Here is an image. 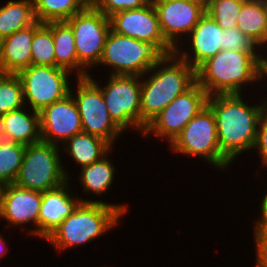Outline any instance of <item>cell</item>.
Segmentation results:
<instances>
[{
    "instance_id": "6da1fadb",
    "label": "cell",
    "mask_w": 267,
    "mask_h": 267,
    "mask_svg": "<svg viewBox=\"0 0 267 267\" xmlns=\"http://www.w3.org/2000/svg\"><path fill=\"white\" fill-rule=\"evenodd\" d=\"M242 96L218 94L207 100L215 117L220 152L231 164L243 152L254 149L258 125L265 113L262 103L248 105Z\"/></svg>"
},
{
    "instance_id": "7a4b0ae2",
    "label": "cell",
    "mask_w": 267,
    "mask_h": 267,
    "mask_svg": "<svg viewBox=\"0 0 267 267\" xmlns=\"http://www.w3.org/2000/svg\"><path fill=\"white\" fill-rule=\"evenodd\" d=\"M195 83L196 70L176 53L165 55L141 76V134L159 112Z\"/></svg>"
},
{
    "instance_id": "3957f363",
    "label": "cell",
    "mask_w": 267,
    "mask_h": 267,
    "mask_svg": "<svg viewBox=\"0 0 267 267\" xmlns=\"http://www.w3.org/2000/svg\"><path fill=\"white\" fill-rule=\"evenodd\" d=\"M127 211V204L80 202L45 240L58 252L89 244L117 227Z\"/></svg>"
},
{
    "instance_id": "277c9868",
    "label": "cell",
    "mask_w": 267,
    "mask_h": 267,
    "mask_svg": "<svg viewBox=\"0 0 267 267\" xmlns=\"http://www.w3.org/2000/svg\"><path fill=\"white\" fill-rule=\"evenodd\" d=\"M263 59L243 51L220 50L196 69V82L208 96L242 94L243 86L260 80Z\"/></svg>"
},
{
    "instance_id": "5b68a950",
    "label": "cell",
    "mask_w": 267,
    "mask_h": 267,
    "mask_svg": "<svg viewBox=\"0 0 267 267\" xmlns=\"http://www.w3.org/2000/svg\"><path fill=\"white\" fill-rule=\"evenodd\" d=\"M59 148L44 141L27 145L14 184L20 188L45 192L66 183L71 176L62 165Z\"/></svg>"
},
{
    "instance_id": "8992f818",
    "label": "cell",
    "mask_w": 267,
    "mask_h": 267,
    "mask_svg": "<svg viewBox=\"0 0 267 267\" xmlns=\"http://www.w3.org/2000/svg\"><path fill=\"white\" fill-rule=\"evenodd\" d=\"M164 56L154 43L119 35L110 30L98 65L110 66V75L143 76Z\"/></svg>"
},
{
    "instance_id": "52a82bcc",
    "label": "cell",
    "mask_w": 267,
    "mask_h": 267,
    "mask_svg": "<svg viewBox=\"0 0 267 267\" xmlns=\"http://www.w3.org/2000/svg\"><path fill=\"white\" fill-rule=\"evenodd\" d=\"M169 147L175 153L199 157L217 170H227L231 165L220 152L215 117L207 105L187 123Z\"/></svg>"
},
{
    "instance_id": "ba28073f",
    "label": "cell",
    "mask_w": 267,
    "mask_h": 267,
    "mask_svg": "<svg viewBox=\"0 0 267 267\" xmlns=\"http://www.w3.org/2000/svg\"><path fill=\"white\" fill-rule=\"evenodd\" d=\"M108 75L110 79L108 78L105 87L91 74L88 77L101 89L113 121L124 132L128 128L141 132V76Z\"/></svg>"
},
{
    "instance_id": "9c48e42d",
    "label": "cell",
    "mask_w": 267,
    "mask_h": 267,
    "mask_svg": "<svg viewBox=\"0 0 267 267\" xmlns=\"http://www.w3.org/2000/svg\"><path fill=\"white\" fill-rule=\"evenodd\" d=\"M70 89L81 117L82 131L105 140L112 148L124 131L110 117L101 89L89 77H77ZM120 135V136H119Z\"/></svg>"
},
{
    "instance_id": "30bf717a",
    "label": "cell",
    "mask_w": 267,
    "mask_h": 267,
    "mask_svg": "<svg viewBox=\"0 0 267 267\" xmlns=\"http://www.w3.org/2000/svg\"><path fill=\"white\" fill-rule=\"evenodd\" d=\"M70 71L44 65H30L17 73L21 80L24 102L33 111L41 112L45 107L70 94ZM29 103V104H28Z\"/></svg>"
},
{
    "instance_id": "8fae6325",
    "label": "cell",
    "mask_w": 267,
    "mask_h": 267,
    "mask_svg": "<svg viewBox=\"0 0 267 267\" xmlns=\"http://www.w3.org/2000/svg\"><path fill=\"white\" fill-rule=\"evenodd\" d=\"M66 22L74 34L78 61L87 70L98 66L111 30L110 19L90 3Z\"/></svg>"
},
{
    "instance_id": "7c38bea8",
    "label": "cell",
    "mask_w": 267,
    "mask_h": 267,
    "mask_svg": "<svg viewBox=\"0 0 267 267\" xmlns=\"http://www.w3.org/2000/svg\"><path fill=\"white\" fill-rule=\"evenodd\" d=\"M207 100L208 94L196 82L159 112L147 124L142 136L154 134L163 140L166 138L168 144L171 143L187 123L207 105Z\"/></svg>"
},
{
    "instance_id": "4fadbf2b",
    "label": "cell",
    "mask_w": 267,
    "mask_h": 267,
    "mask_svg": "<svg viewBox=\"0 0 267 267\" xmlns=\"http://www.w3.org/2000/svg\"><path fill=\"white\" fill-rule=\"evenodd\" d=\"M166 42L176 50L206 13L205 1L151 0ZM184 35V36H183ZM182 37V38H181Z\"/></svg>"
},
{
    "instance_id": "5bb4252c",
    "label": "cell",
    "mask_w": 267,
    "mask_h": 267,
    "mask_svg": "<svg viewBox=\"0 0 267 267\" xmlns=\"http://www.w3.org/2000/svg\"><path fill=\"white\" fill-rule=\"evenodd\" d=\"M109 19L113 32L154 43L165 55L175 53L161 33L159 19L152 1L138 9L117 12Z\"/></svg>"
},
{
    "instance_id": "9a60e30c",
    "label": "cell",
    "mask_w": 267,
    "mask_h": 267,
    "mask_svg": "<svg viewBox=\"0 0 267 267\" xmlns=\"http://www.w3.org/2000/svg\"><path fill=\"white\" fill-rule=\"evenodd\" d=\"M39 113L41 141L60 146L82 132L81 117L71 94Z\"/></svg>"
},
{
    "instance_id": "2e32d148",
    "label": "cell",
    "mask_w": 267,
    "mask_h": 267,
    "mask_svg": "<svg viewBox=\"0 0 267 267\" xmlns=\"http://www.w3.org/2000/svg\"><path fill=\"white\" fill-rule=\"evenodd\" d=\"M42 203V192L20 188L15 184H5L0 206V218L7 227L34 225L28 235L38 237V217Z\"/></svg>"
},
{
    "instance_id": "e0dca14e",
    "label": "cell",
    "mask_w": 267,
    "mask_h": 267,
    "mask_svg": "<svg viewBox=\"0 0 267 267\" xmlns=\"http://www.w3.org/2000/svg\"><path fill=\"white\" fill-rule=\"evenodd\" d=\"M70 186L68 180L58 188L42 192V203L38 217L39 238L46 239L75 210L80 202L106 203L102 200H86L78 195L73 196L69 191Z\"/></svg>"
},
{
    "instance_id": "ac0fdd59",
    "label": "cell",
    "mask_w": 267,
    "mask_h": 267,
    "mask_svg": "<svg viewBox=\"0 0 267 267\" xmlns=\"http://www.w3.org/2000/svg\"><path fill=\"white\" fill-rule=\"evenodd\" d=\"M222 34L223 30L219 25L205 13L186 37L189 48L185 50L184 47L179 46L175 53L196 70L202 63L221 50ZM188 49L191 52L188 53Z\"/></svg>"
},
{
    "instance_id": "d6986e66",
    "label": "cell",
    "mask_w": 267,
    "mask_h": 267,
    "mask_svg": "<svg viewBox=\"0 0 267 267\" xmlns=\"http://www.w3.org/2000/svg\"><path fill=\"white\" fill-rule=\"evenodd\" d=\"M24 109L26 107L10 111L0 119L2 138L27 146L41 141L40 113Z\"/></svg>"
},
{
    "instance_id": "ffe728a7",
    "label": "cell",
    "mask_w": 267,
    "mask_h": 267,
    "mask_svg": "<svg viewBox=\"0 0 267 267\" xmlns=\"http://www.w3.org/2000/svg\"><path fill=\"white\" fill-rule=\"evenodd\" d=\"M34 24L2 39L1 73L17 74L31 65Z\"/></svg>"
},
{
    "instance_id": "44dd1931",
    "label": "cell",
    "mask_w": 267,
    "mask_h": 267,
    "mask_svg": "<svg viewBox=\"0 0 267 267\" xmlns=\"http://www.w3.org/2000/svg\"><path fill=\"white\" fill-rule=\"evenodd\" d=\"M53 42L56 67L76 74V77H88L90 74L77 58L75 39L70 25L66 21H53Z\"/></svg>"
},
{
    "instance_id": "7402d4cb",
    "label": "cell",
    "mask_w": 267,
    "mask_h": 267,
    "mask_svg": "<svg viewBox=\"0 0 267 267\" xmlns=\"http://www.w3.org/2000/svg\"><path fill=\"white\" fill-rule=\"evenodd\" d=\"M63 147V151L70 155L69 157H72L79 167L99 161L110 150H113L102 138L83 131L69 138Z\"/></svg>"
},
{
    "instance_id": "603a6c76",
    "label": "cell",
    "mask_w": 267,
    "mask_h": 267,
    "mask_svg": "<svg viewBox=\"0 0 267 267\" xmlns=\"http://www.w3.org/2000/svg\"><path fill=\"white\" fill-rule=\"evenodd\" d=\"M236 28L263 49L267 35V4L262 0H246L238 15Z\"/></svg>"
},
{
    "instance_id": "cb8c5ba5",
    "label": "cell",
    "mask_w": 267,
    "mask_h": 267,
    "mask_svg": "<svg viewBox=\"0 0 267 267\" xmlns=\"http://www.w3.org/2000/svg\"><path fill=\"white\" fill-rule=\"evenodd\" d=\"M33 0H10L0 7V39L36 22Z\"/></svg>"
},
{
    "instance_id": "d4e9b609",
    "label": "cell",
    "mask_w": 267,
    "mask_h": 267,
    "mask_svg": "<svg viewBox=\"0 0 267 267\" xmlns=\"http://www.w3.org/2000/svg\"><path fill=\"white\" fill-rule=\"evenodd\" d=\"M111 154V150L102 157L99 161H96L90 165L81 167V173L78 176L83 187V192L90 194L94 193L96 196H101L103 193L107 194L109 188L111 189L112 183L115 180L116 167L114 163L107 158V155ZM90 192V193H89Z\"/></svg>"
},
{
    "instance_id": "484cf974",
    "label": "cell",
    "mask_w": 267,
    "mask_h": 267,
    "mask_svg": "<svg viewBox=\"0 0 267 267\" xmlns=\"http://www.w3.org/2000/svg\"><path fill=\"white\" fill-rule=\"evenodd\" d=\"M34 14L40 23L66 21L83 11L91 0H33Z\"/></svg>"
},
{
    "instance_id": "4316f807",
    "label": "cell",
    "mask_w": 267,
    "mask_h": 267,
    "mask_svg": "<svg viewBox=\"0 0 267 267\" xmlns=\"http://www.w3.org/2000/svg\"><path fill=\"white\" fill-rule=\"evenodd\" d=\"M31 65L56 66L53 42V21L34 23V37L31 44Z\"/></svg>"
},
{
    "instance_id": "83f0119b",
    "label": "cell",
    "mask_w": 267,
    "mask_h": 267,
    "mask_svg": "<svg viewBox=\"0 0 267 267\" xmlns=\"http://www.w3.org/2000/svg\"><path fill=\"white\" fill-rule=\"evenodd\" d=\"M26 145L0 137V181L14 184L23 161Z\"/></svg>"
},
{
    "instance_id": "f1b7e54d",
    "label": "cell",
    "mask_w": 267,
    "mask_h": 267,
    "mask_svg": "<svg viewBox=\"0 0 267 267\" xmlns=\"http://www.w3.org/2000/svg\"><path fill=\"white\" fill-rule=\"evenodd\" d=\"M23 87L17 74H0V117L25 107Z\"/></svg>"
},
{
    "instance_id": "f546056e",
    "label": "cell",
    "mask_w": 267,
    "mask_h": 267,
    "mask_svg": "<svg viewBox=\"0 0 267 267\" xmlns=\"http://www.w3.org/2000/svg\"><path fill=\"white\" fill-rule=\"evenodd\" d=\"M246 0H206L205 10L222 30L236 28L238 15Z\"/></svg>"
},
{
    "instance_id": "4dcf8cb0",
    "label": "cell",
    "mask_w": 267,
    "mask_h": 267,
    "mask_svg": "<svg viewBox=\"0 0 267 267\" xmlns=\"http://www.w3.org/2000/svg\"><path fill=\"white\" fill-rule=\"evenodd\" d=\"M223 44L221 50L243 51L249 53L253 58H264V55L258 53L261 46L251 37L244 35L237 28L223 30Z\"/></svg>"
},
{
    "instance_id": "1f68e13d",
    "label": "cell",
    "mask_w": 267,
    "mask_h": 267,
    "mask_svg": "<svg viewBox=\"0 0 267 267\" xmlns=\"http://www.w3.org/2000/svg\"><path fill=\"white\" fill-rule=\"evenodd\" d=\"M151 0H91V4L106 17L124 11L144 7Z\"/></svg>"
},
{
    "instance_id": "d6a6232c",
    "label": "cell",
    "mask_w": 267,
    "mask_h": 267,
    "mask_svg": "<svg viewBox=\"0 0 267 267\" xmlns=\"http://www.w3.org/2000/svg\"><path fill=\"white\" fill-rule=\"evenodd\" d=\"M254 149H257L258 153L260 154V163L265 168L267 166V112L263 114L260 119L258 130H257V137Z\"/></svg>"
},
{
    "instance_id": "836d02e7",
    "label": "cell",
    "mask_w": 267,
    "mask_h": 267,
    "mask_svg": "<svg viewBox=\"0 0 267 267\" xmlns=\"http://www.w3.org/2000/svg\"><path fill=\"white\" fill-rule=\"evenodd\" d=\"M256 249V267H267V237L263 233H253Z\"/></svg>"
},
{
    "instance_id": "e575fe53",
    "label": "cell",
    "mask_w": 267,
    "mask_h": 267,
    "mask_svg": "<svg viewBox=\"0 0 267 267\" xmlns=\"http://www.w3.org/2000/svg\"><path fill=\"white\" fill-rule=\"evenodd\" d=\"M261 213L260 218L255 223L254 231L253 233H263L267 229V193L265 192V195H263V198H261Z\"/></svg>"
},
{
    "instance_id": "d590c367",
    "label": "cell",
    "mask_w": 267,
    "mask_h": 267,
    "mask_svg": "<svg viewBox=\"0 0 267 267\" xmlns=\"http://www.w3.org/2000/svg\"><path fill=\"white\" fill-rule=\"evenodd\" d=\"M266 56V57H265ZM264 56V59L261 63L260 66V80H266L267 79V55ZM262 102L263 104V108L265 110V112H267V100L264 101L263 99L260 101V103Z\"/></svg>"
},
{
    "instance_id": "8d00e7d4",
    "label": "cell",
    "mask_w": 267,
    "mask_h": 267,
    "mask_svg": "<svg viewBox=\"0 0 267 267\" xmlns=\"http://www.w3.org/2000/svg\"><path fill=\"white\" fill-rule=\"evenodd\" d=\"M5 237H3V234L0 233V261H1V257H5L6 256V253H9L7 252L8 250L6 249V242H5Z\"/></svg>"
},
{
    "instance_id": "74e56055",
    "label": "cell",
    "mask_w": 267,
    "mask_h": 267,
    "mask_svg": "<svg viewBox=\"0 0 267 267\" xmlns=\"http://www.w3.org/2000/svg\"><path fill=\"white\" fill-rule=\"evenodd\" d=\"M4 186H5V184L0 181V206H1V201L3 198Z\"/></svg>"
},
{
    "instance_id": "f35d334b",
    "label": "cell",
    "mask_w": 267,
    "mask_h": 267,
    "mask_svg": "<svg viewBox=\"0 0 267 267\" xmlns=\"http://www.w3.org/2000/svg\"><path fill=\"white\" fill-rule=\"evenodd\" d=\"M1 55H2V40L0 39V65H1Z\"/></svg>"
},
{
    "instance_id": "ab89813d",
    "label": "cell",
    "mask_w": 267,
    "mask_h": 267,
    "mask_svg": "<svg viewBox=\"0 0 267 267\" xmlns=\"http://www.w3.org/2000/svg\"><path fill=\"white\" fill-rule=\"evenodd\" d=\"M0 137H2V121L0 119Z\"/></svg>"
},
{
    "instance_id": "60d3db41",
    "label": "cell",
    "mask_w": 267,
    "mask_h": 267,
    "mask_svg": "<svg viewBox=\"0 0 267 267\" xmlns=\"http://www.w3.org/2000/svg\"><path fill=\"white\" fill-rule=\"evenodd\" d=\"M168 1H181V0H168ZM190 1H206V0H190Z\"/></svg>"
},
{
    "instance_id": "b9f144b4",
    "label": "cell",
    "mask_w": 267,
    "mask_h": 267,
    "mask_svg": "<svg viewBox=\"0 0 267 267\" xmlns=\"http://www.w3.org/2000/svg\"><path fill=\"white\" fill-rule=\"evenodd\" d=\"M265 46H263V47H266L267 46V35H266V40H265V44H264Z\"/></svg>"
},
{
    "instance_id": "7bdbcfd3",
    "label": "cell",
    "mask_w": 267,
    "mask_h": 267,
    "mask_svg": "<svg viewBox=\"0 0 267 267\" xmlns=\"http://www.w3.org/2000/svg\"><path fill=\"white\" fill-rule=\"evenodd\" d=\"M263 234L267 237V229L263 232Z\"/></svg>"
}]
</instances>
